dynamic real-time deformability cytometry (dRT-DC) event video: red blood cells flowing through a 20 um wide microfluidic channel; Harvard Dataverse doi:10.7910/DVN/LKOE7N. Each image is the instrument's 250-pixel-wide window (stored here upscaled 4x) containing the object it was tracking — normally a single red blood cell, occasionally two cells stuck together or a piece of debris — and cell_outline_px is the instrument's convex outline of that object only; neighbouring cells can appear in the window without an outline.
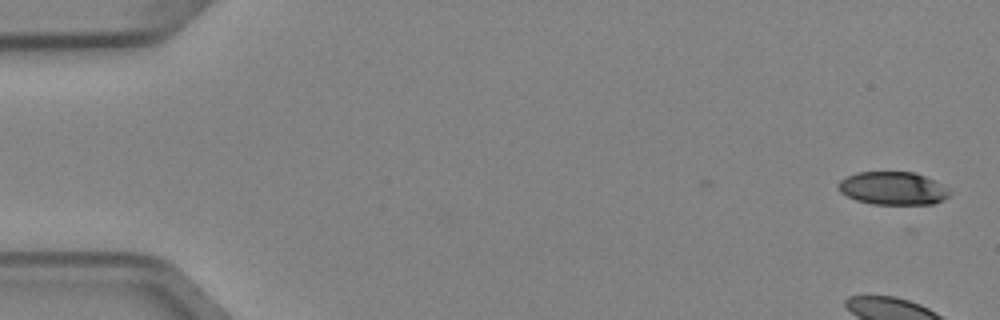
{"species": "Egyptian fruit bat (a non-hibernating species)", "species_latin": "Rousettus aegyptiacus", "temperature_condition": "cold", "stored_images_in_passage": 6, "camera_frame_rate_fps": 3000, "um_per_image_px": 0.085, "animal": {"sex": "female"}, "frame": {"image": 1, "passage_image": 1, "time_ms": 0.0, "image_size_px": [1000, 320], "cell_outline_px": [[952, 192], [944, 200], [932, 204], [872, 204], [856, 200], [840, 192], [836, 188], [836, 184], [840, 180], [856, 172], [912, 172], [924, 176], [944, 184]], "centroid_in_image_um": [75.9, 16.01], "position_along_channel_um": 9.1, "area_um2": 21.62}}
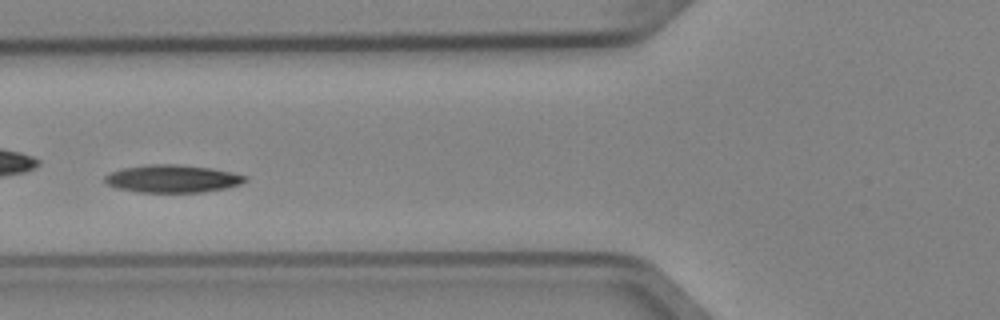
{"frame": {"image": 2, "passage_image": 6, "time_ms": 1.667, "image_size_px": [1000, 320], "cell_outline_px": [[248, 180], [240, 184], [228, 188], [200, 192], [136, 192], [116, 188], [104, 184], [104, 176], [112, 172], [124, 168], [148, 164], [176, 164], [212, 168], [232, 172], [248, 176]], "centroid_in_image_um": [14.66, 15.19], "position_along_channel_um": 111.1, "area_um2": 22.83}}